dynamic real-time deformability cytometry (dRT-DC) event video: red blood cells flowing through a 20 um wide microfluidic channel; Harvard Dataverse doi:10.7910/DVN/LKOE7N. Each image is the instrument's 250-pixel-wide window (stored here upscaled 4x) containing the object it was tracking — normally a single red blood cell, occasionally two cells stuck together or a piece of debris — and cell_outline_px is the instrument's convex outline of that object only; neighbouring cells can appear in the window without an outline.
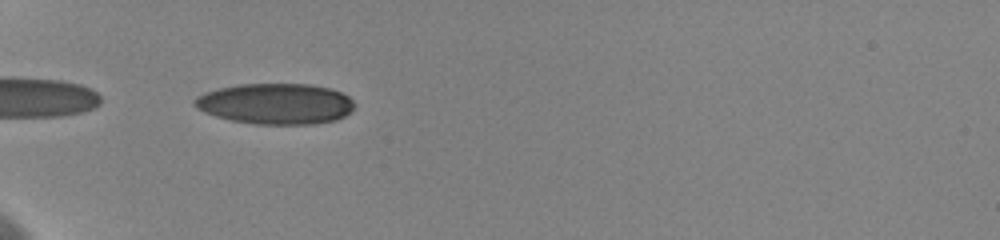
{"species": "human", "species_latin": "Homo sapiens", "temperature_condition": "cold", "stored_images_in_passage": 19, "camera_frame_rate_fps": 3000, "um_per_image_px": 0.085, "donor": {"sex": "female"}, "frame": {"image": 1, "passage_image": 1, "time_ms": 0.0, "image_size_px": [1000, 240], "cell_outline_px": [[356, 104], [344, 116], [336, 120], [312, 124], [256, 124], [232, 120], [216, 116], [204, 112], [196, 108], [192, 104], [192, 100], [196, 96], [204, 92], [220, 88], [240, 84], [308, 84], [328, 88], [340, 92], [348, 96]], "centroid_in_image_um": [23.39, 8.82], "position_along_channel_um": 61.6, "area_um2": 37.97}}